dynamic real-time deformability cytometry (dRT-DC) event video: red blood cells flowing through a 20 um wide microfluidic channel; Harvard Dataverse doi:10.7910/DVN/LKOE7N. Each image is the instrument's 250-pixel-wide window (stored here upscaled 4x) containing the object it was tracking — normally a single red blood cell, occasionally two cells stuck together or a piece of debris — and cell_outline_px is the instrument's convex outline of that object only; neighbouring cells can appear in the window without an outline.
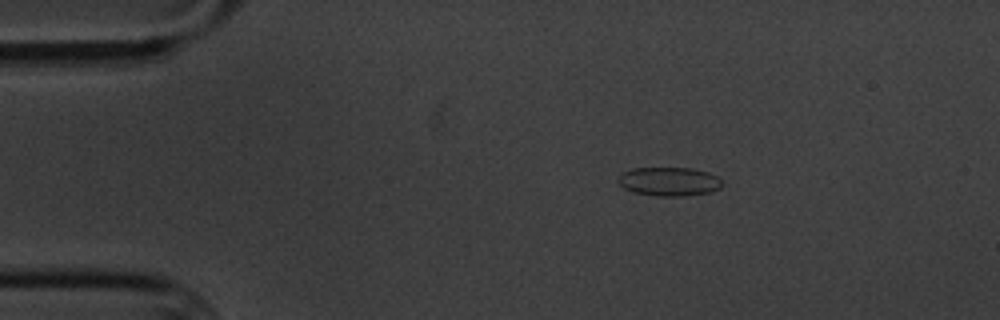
{"species": "common noctule bat (a hibernating species)", "species_latin": "Nyctalus noctula", "temperature_condition": "cold", "stored_images_in_passage": 3, "camera_frame_rate_fps": 3000, "um_per_image_px": 0.085, "animal": {"sex": "male", "body_mass_g": 20.1, "forearm_length_mm": 53.5}, "frame": {"image": 1, "passage_image": 1, "time_ms": 0.0, "image_size_px": [1000, 320], "cell_outline_px": [[724, 184], [720, 188], [708, 192], [680, 196], [660, 196], [632, 192], [624, 188], [616, 180], [624, 172], [632, 168], [692, 168], [708, 172], [716, 176]], "centroid_in_image_um": [56.86, 15.42], "position_along_channel_um": 28.1, "area_um2": 17.34}}